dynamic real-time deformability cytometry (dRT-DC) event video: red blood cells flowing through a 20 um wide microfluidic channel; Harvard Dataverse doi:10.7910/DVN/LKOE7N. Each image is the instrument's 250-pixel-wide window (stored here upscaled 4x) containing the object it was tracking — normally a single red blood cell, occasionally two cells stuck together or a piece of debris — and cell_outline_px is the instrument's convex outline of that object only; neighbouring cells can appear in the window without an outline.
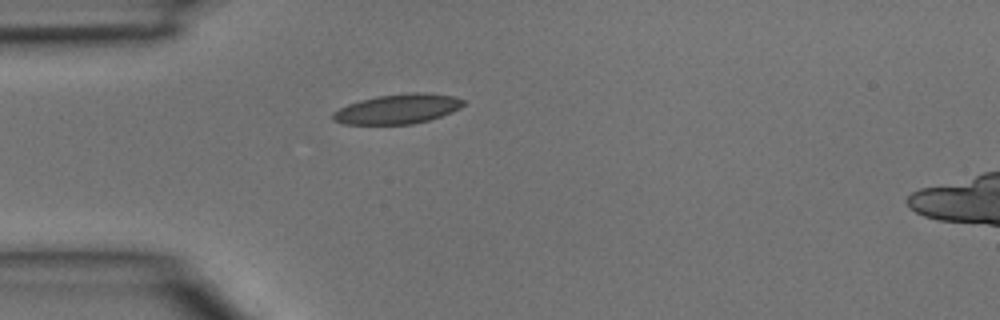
{"species": "common noctule bat (a hibernating species)", "species_latin": "Nyctalus noctula", "temperature_condition": "room temperature", "stored_images_in_passage": 1, "camera_frame_rate_fps": 3000, "um_per_image_px": 0.085, "animal": {"sex": "male", "body_mass_g": 15.6}, "frame": {"image": 1, "passage_image": 1, "time_ms": 0.0, "image_size_px": [1000, 320], "cell_outline_px": [[464, 104], [460, 108], [452, 112], [428, 120], [412, 124], [344, 124], [332, 120], [332, 112], [348, 104], [360, 100], [376, 96], [412, 92], [428, 92], [452, 96], [464, 100]], "centroid_in_image_um": [33.79, 9.25], "position_along_channel_um": 51.2, "area_um2": 22.6}}